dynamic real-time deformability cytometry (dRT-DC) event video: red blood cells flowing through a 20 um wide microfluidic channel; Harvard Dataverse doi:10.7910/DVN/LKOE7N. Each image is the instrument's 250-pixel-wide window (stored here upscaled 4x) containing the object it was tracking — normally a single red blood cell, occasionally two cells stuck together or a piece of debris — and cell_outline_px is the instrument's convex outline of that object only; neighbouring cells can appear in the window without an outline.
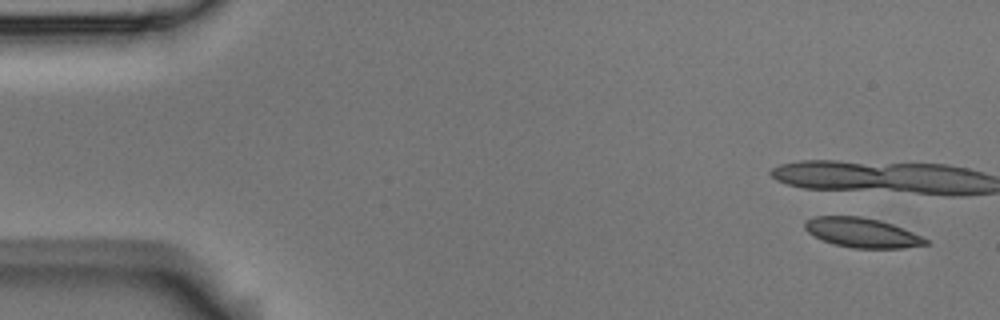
{"species": "Egyptian fruit bat (a non-hibernating species)", "species_latin": "Rousettus aegyptiacus", "temperature_condition": "room temperature", "stored_images_in_passage": 7, "camera_frame_rate_fps": 3000, "um_per_image_px": 0.085, "animal": {"sex": "male"}, "frame": {"image": 1, "passage_image": 1, "time_ms": 0.0, "image_size_px": [1000, 320], "cell_outline_px": [[928, 244], [904, 248], [852, 248], [832, 244], [808, 232], [804, 228], [804, 220], [816, 216], [860, 216], [880, 220], [892, 224], [912, 232], [928, 240]], "centroid_in_image_um": [73.25, 19.77], "position_along_channel_um": 11.8, "area_um2": 20.75}}
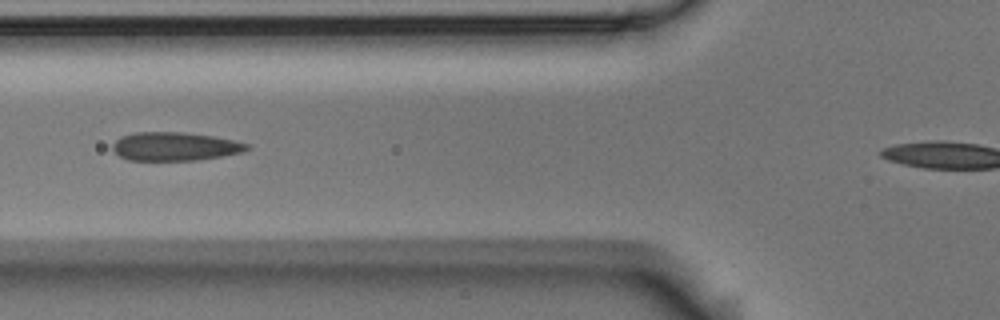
{"frame": {"image": 2, "passage_image": 7, "time_ms": 2.0, "image_size_px": [1000, 320], "cell_outline_px": [[252, 148], [244, 152], [196, 160], [128, 160], [120, 156], [112, 148], [112, 144], [120, 136], [132, 132], [184, 132], [212, 136], [252, 144]], "centroid_in_image_um": [14.88, 12.44], "position_along_channel_um": 110.9, "area_um2": 22.43}}